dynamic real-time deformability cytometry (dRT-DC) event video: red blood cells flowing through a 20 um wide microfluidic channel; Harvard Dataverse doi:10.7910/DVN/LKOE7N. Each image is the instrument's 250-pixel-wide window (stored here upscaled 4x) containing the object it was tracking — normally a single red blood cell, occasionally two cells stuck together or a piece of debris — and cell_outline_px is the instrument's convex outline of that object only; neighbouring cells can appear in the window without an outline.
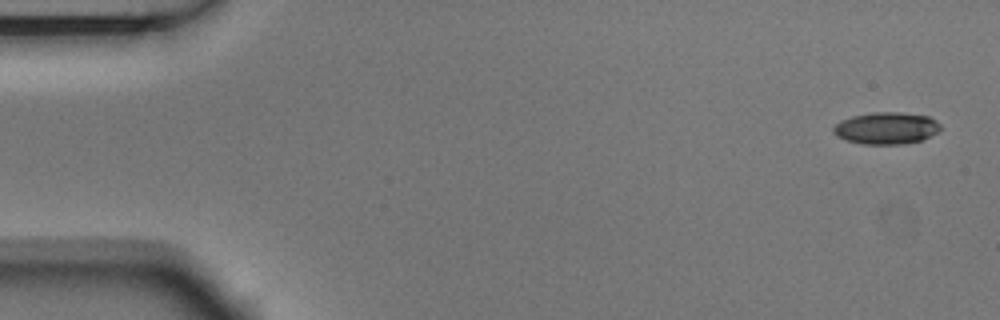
{"species": "Egyptian fruit bat (a non-hibernating species)", "species_latin": "Rousettus aegyptiacus", "temperature_condition": "room temperature", "stored_images_in_passage": 5, "camera_frame_rate_fps": 3000, "um_per_image_px": 0.085, "animal": {"sex": "male"}, "frame": {"image": 1, "passage_image": 1, "time_ms": 0.0, "image_size_px": [1000, 320], "cell_outline_px": [[940, 132], [920, 140], [904, 144], [864, 144], [848, 140], [836, 136], [832, 132], [832, 128], [840, 120], [852, 116], [872, 112], [900, 112], [928, 116], [936, 120], [940, 124]], "centroid_in_image_um": [75.34, 10.88], "position_along_channel_um": 9.7, "area_um2": 20.0}}
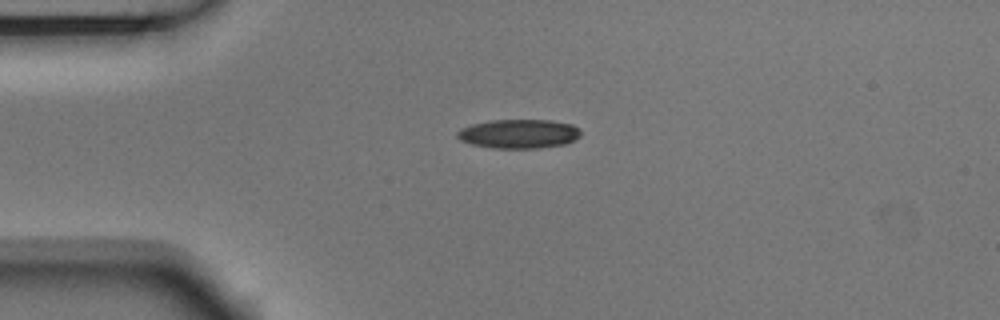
{"frame": {"image": 2, "passage_image": 4, "time_ms": 1.0, "image_size_px": [1000, 320], "cell_outline_px": [[580, 136], [564, 144], [540, 148], [492, 148], [472, 144], [460, 140], [456, 136], [456, 132], [460, 128], [472, 124], [488, 120], [552, 120], [572, 124], [580, 128]], "centroid_in_image_um": [44.08, 11.36], "position_along_channel_um": 40.9, "area_um2": 21.04}}
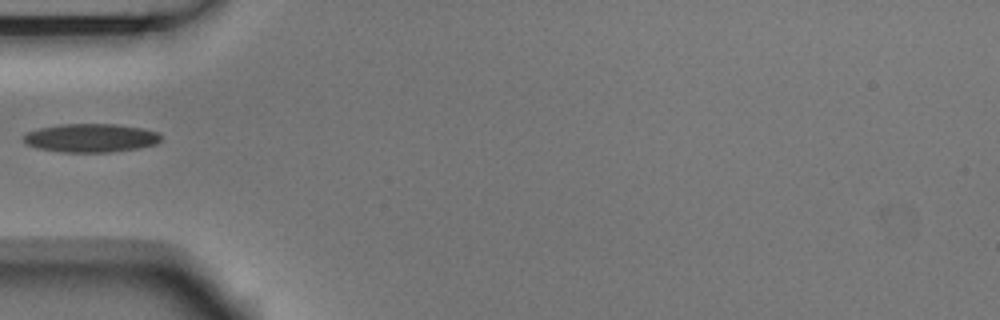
{"frame": {"image": 3, "passage_image": 5, "time_ms": 1.333, "image_size_px": [1000, 320], "cell_outline_px": [[160, 140], [156, 144], [136, 148], [108, 152], [64, 152], [36, 148], [28, 144], [24, 140], [24, 136], [28, 132], [40, 128], [60, 124], [116, 124], [140, 128], [156, 132], [160, 136]], "centroid_in_image_um": [7.7, 11.72], "position_along_channel_um": 77.3, "area_um2": 22.48}}